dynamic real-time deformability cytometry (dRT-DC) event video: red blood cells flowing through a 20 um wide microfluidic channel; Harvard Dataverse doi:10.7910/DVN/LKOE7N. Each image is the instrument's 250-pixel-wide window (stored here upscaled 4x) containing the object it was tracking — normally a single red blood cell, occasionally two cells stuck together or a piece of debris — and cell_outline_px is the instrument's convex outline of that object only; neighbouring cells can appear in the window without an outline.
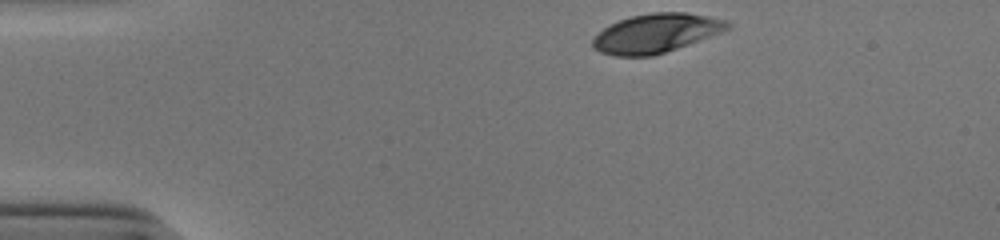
{"species": "human", "species_latin": "Homo sapiens", "temperature_condition": "cold", "stored_images_in_passage": 34, "camera_frame_rate_fps": 3000, "um_per_image_px": 0.085, "donor": {"sex": "male"}, "frame": {"image": 1, "passage_image": 1, "time_ms": 0.0, "image_size_px": [1000, 240], "cell_outline_px": [[732, 28], [688, 44], [652, 56], [612, 56], [600, 52], [592, 48], [592, 40], [608, 24], [632, 16], [652, 12], [684, 12], [708, 16], [728, 20], [732, 24]], "centroid_in_image_um": [55.77, 2.82], "position_along_channel_um": 29.2, "area_um2": 30.58}}
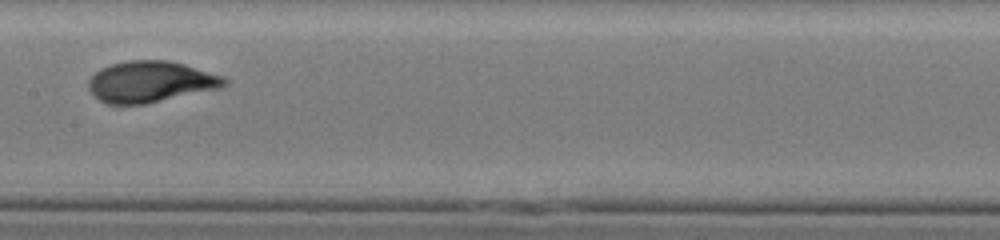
{"frame": {"image": 2, "passage_image": 19, "time_ms": 6.0, "image_size_px": [1000, 240], "cell_outline_px": [[228, 84], [220, 88], [144, 104], [108, 104], [100, 100], [88, 88], [88, 80], [100, 68], [112, 64], [128, 60], [168, 60], [184, 64], [224, 76], [228, 80]], "centroid_in_image_um": [12.81, 6.94], "position_along_channel_um": 194.6, "area_um2": 32.48}}
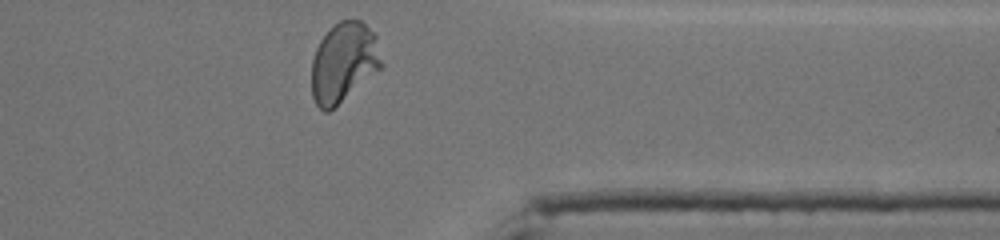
{"frame": {"image": 3, "passage_image": 34, "time_ms": 11.0, "image_size_px": [1000, 240], "cell_outline_px": [[384, 68], [328, 112], [324, 112], [316, 104], [312, 96], [312, 60], [316, 48], [320, 40], [332, 24], [340, 20], [360, 20], [376, 32], [384, 64]], "centroid_in_image_um": [29.26, 5.29], "position_along_channel_um": 382.1, "area_um2": 33.23}, "authors_computed_cell_mechanics": {"area_um2": 31.7033, "velocity_mm_per_s": 3.8961, "shape_relaxation_time_tau1_ms": 3.8596, "shape_relaxation_time_tau2_ms": null, "deformation_change_tau1": 0.197, "deformation_change_tau2": null}}